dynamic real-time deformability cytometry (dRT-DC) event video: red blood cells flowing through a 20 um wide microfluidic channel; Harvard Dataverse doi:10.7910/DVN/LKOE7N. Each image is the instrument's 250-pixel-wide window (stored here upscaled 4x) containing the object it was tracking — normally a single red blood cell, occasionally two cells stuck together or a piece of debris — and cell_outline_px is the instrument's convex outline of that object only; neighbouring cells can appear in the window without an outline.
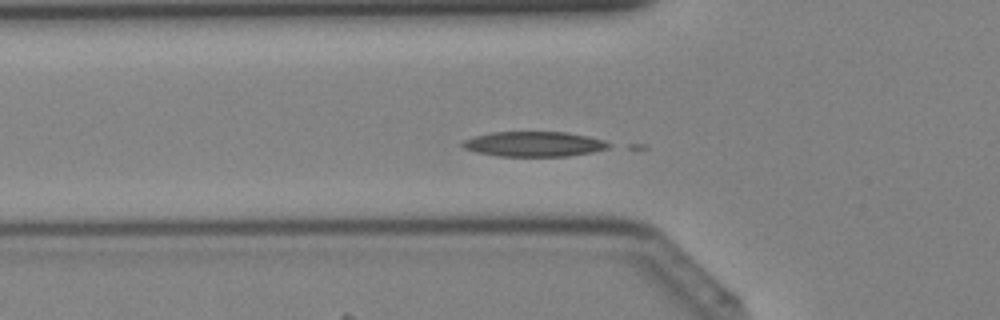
{"species": "Egyptian fruit bat (a non-hibernating species)", "species_latin": "Rousettus aegyptiacus", "temperature_condition": "cold", "stored_images_in_passage": 19, "camera_frame_rate_fps": 3000, "um_per_image_px": 0.085, "animal": {"sex": "female"}, "frame": {"image": 1, "passage_image": 15, "time_ms": 4.667, "image_size_px": [1000, 320], "cell_outline_px": [[612, 144], [608, 148], [592, 152], [568, 156], [500, 156], [476, 152], [464, 148], [460, 144], [464, 140], [476, 136], [492, 132], [564, 132], [588, 136], [604, 140]], "centroid_in_image_um": [45.4, 12.24], "position_along_channel_um": 80.4, "area_um2": 21.21}}
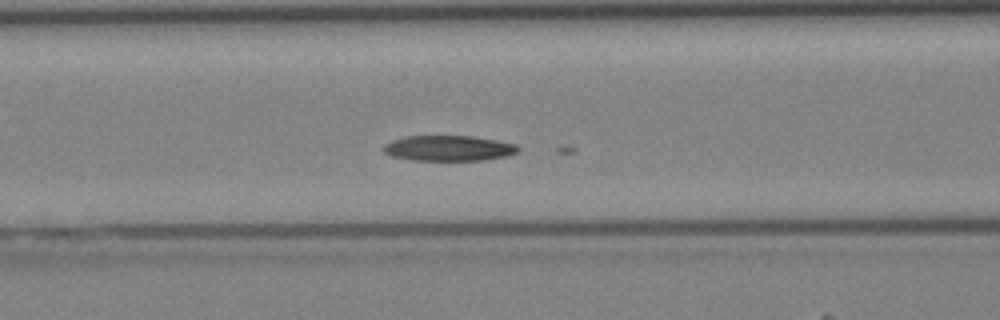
{"frame": {"image": 2, "passage_image": 18, "time_ms": 5.667, "image_size_px": [1000, 320], "cell_outline_px": [[520, 152], [508, 156], [480, 160], [412, 160], [392, 156], [384, 152], [380, 148], [384, 144], [392, 140], [404, 136], [476, 136], [516, 144], [520, 148]], "centroid_in_image_um": [38.14, 12.59], "position_along_channel_um": 128.5, "area_um2": 20.17}}